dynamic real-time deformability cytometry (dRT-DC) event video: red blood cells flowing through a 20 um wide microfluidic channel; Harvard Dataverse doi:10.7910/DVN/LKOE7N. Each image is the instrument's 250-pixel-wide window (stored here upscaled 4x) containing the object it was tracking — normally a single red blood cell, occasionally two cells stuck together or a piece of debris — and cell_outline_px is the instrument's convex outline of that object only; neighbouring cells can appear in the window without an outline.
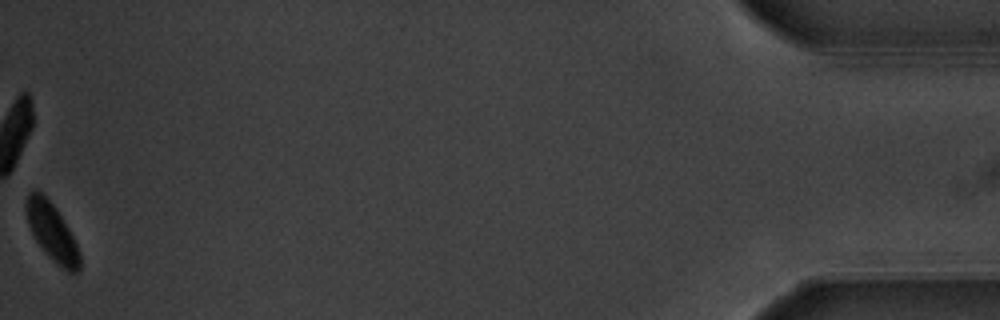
{"species": "common noctule bat (a hibernating species)", "species_latin": "Nyctalus noctula", "temperature_condition": "warm", "stored_images_in_passage": 53, "camera_frame_rate_fps": 3000, "um_per_image_px": 0.085, "animal": {"sex": "male", "body_mass_g": 20.1, "forearm_length_mm": 53.5}, "frame": {"image": 1, "passage_image": 53, "time_ms": 17.333, "image_size_px": [1000, 320], "cell_outline_px": [[80, 272], [68, 272], [52, 260], [44, 252], [36, 240], [28, 224], [24, 208], [28, 192], [36, 188], [52, 204], [64, 220], [80, 252]], "centroid_in_image_um": [4.39, 19.71], "position_along_channel_um": 430.8, "area_um2": 17.92}}